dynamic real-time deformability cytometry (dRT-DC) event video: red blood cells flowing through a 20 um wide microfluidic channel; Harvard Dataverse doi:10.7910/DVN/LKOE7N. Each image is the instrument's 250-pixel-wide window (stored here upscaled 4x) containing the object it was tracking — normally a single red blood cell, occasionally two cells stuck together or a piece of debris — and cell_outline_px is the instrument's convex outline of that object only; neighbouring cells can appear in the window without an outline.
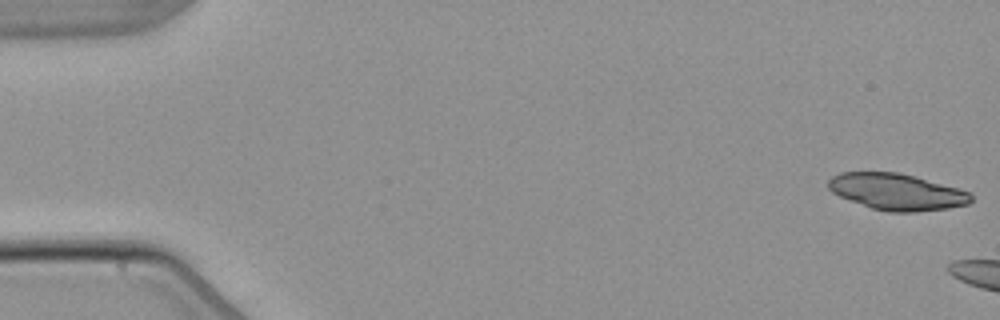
{"species": "common noctule bat (a hibernating species)", "species_latin": "Nyctalus noctula", "temperature_condition": "warm", "stored_images_in_passage": 5, "camera_frame_rate_fps": 3000, "um_per_image_px": 0.085, "animal": {"sex": "male", "body_mass_g": 21.5, "forearm_length_mm": 52.0}, "frame": {"image": 1, "passage_image": 1, "time_ms": 0.0, "image_size_px": [1000, 320], "cell_outline_px": [[972, 200], [968, 204], [948, 208], [916, 212], [888, 212], [872, 208], [840, 196], [832, 192], [828, 188], [828, 180], [832, 176], [840, 172], [896, 172], [916, 176], [960, 188], [972, 192]], "centroid_in_image_um": [76.26, 16.3], "position_along_channel_um": 8.7, "area_um2": 30.46}}